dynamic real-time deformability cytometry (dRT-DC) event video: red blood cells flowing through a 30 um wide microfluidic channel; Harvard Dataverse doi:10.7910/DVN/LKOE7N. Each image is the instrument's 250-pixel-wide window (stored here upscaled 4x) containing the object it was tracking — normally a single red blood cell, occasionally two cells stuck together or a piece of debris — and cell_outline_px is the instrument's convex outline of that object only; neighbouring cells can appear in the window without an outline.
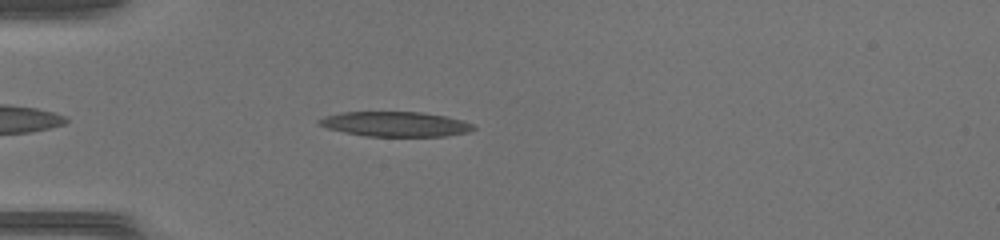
{"species": "common noctule bat (a hibernating species)", "species_latin": "Nyctalus noctula", "temperature_condition": "warm", "stored_images_in_passage": 37, "camera_frame_rate_fps": 3000, "um_per_image_px": 0.085, "animal": {"sex": "female", "body_mass_g": 17.0, "forearm_length_mm": 48.0}, "frame": {"image": 1, "passage_image": 4, "time_ms": 1.0, "image_size_px": [1000, 240], "cell_outline_px": [[476, 128], [468, 132], [448, 136], [364, 136], [344, 132], [328, 128], [320, 124], [316, 120], [324, 116], [340, 112], [420, 112], [444, 116], [464, 120], [472, 124]], "centroid_in_image_um": [33.61, 10.55], "position_along_channel_um": 51.4, "area_um2": 22.37}}
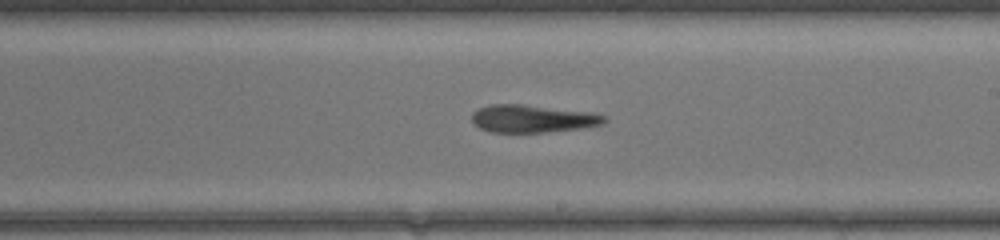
{"frame": {"image": 2, "passage_image": 18, "time_ms": 5.667, "image_size_px": [1000, 240], "cell_outline_px": [[608, 120], [604, 124], [580, 128], [544, 132], [492, 132], [480, 128], [472, 120], [472, 112], [480, 108], [492, 104], [520, 104], [588, 112], [604, 116]], "centroid_in_image_um": [45.25, 10.09], "position_along_channel_um": 243.7, "area_um2": 20.98}}
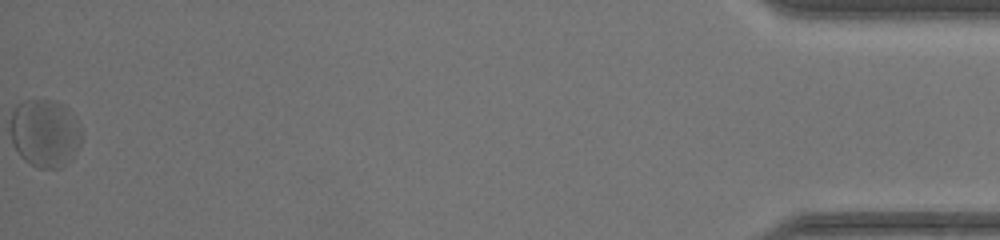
{"frame": {"image": 3, "passage_image": 37, "time_ms": 12.0, "image_size_px": [1000, 240], "cell_outline_px": [[80, 144], [72, 156], [60, 168], [40, 168], [28, 164], [20, 156], [12, 144], [12, 112], [24, 100], [48, 100], [60, 104], [68, 108], [80, 132]], "centroid_in_image_um": [3.78, 11.34], "position_along_channel_um": 431.4, "area_um2": 27.4}}